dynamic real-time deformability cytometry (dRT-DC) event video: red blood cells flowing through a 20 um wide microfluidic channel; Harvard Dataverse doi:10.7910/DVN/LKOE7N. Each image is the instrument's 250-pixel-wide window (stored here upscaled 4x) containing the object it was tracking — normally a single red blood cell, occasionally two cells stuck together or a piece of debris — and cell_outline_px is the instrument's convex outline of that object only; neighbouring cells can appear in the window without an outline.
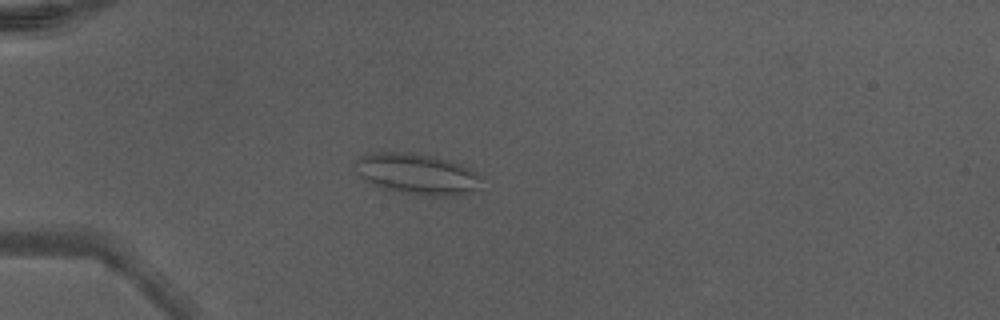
{"species": "Egyptian fruit bat (a non-hibernating species)", "species_latin": "Rousettus aegyptiacus", "temperature_condition": "warm", "stored_images_in_passage": 49, "camera_frame_rate_fps": 3000, "um_per_image_px": 0.085, "animal": {"sex": "male"}, "frame": {"image": 1, "passage_image": 15, "time_ms": 4.667, "image_size_px": [1000, 320], "cell_outline_px": [[480, 188], [472, 192], [456, 196], [420, 196], [396, 192], [372, 184], [364, 180], [356, 172], [352, 164], [360, 156], [372, 152], [412, 152], [432, 156], [448, 160], [460, 164], [468, 168], [480, 176]], "centroid_in_image_um": [35.41, 14.8], "position_along_channel_um": 49.6, "area_um2": 30.58}}
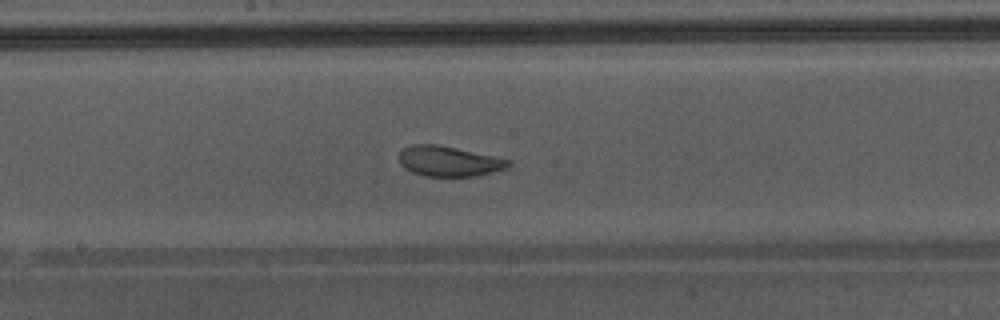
{"frame": {"image": 2, "passage_image": 28, "time_ms": 9.0, "image_size_px": [1000, 320], "cell_outline_px": [[512, 164], [508, 168], [476, 176], [424, 176], [412, 172], [404, 168], [400, 164], [400, 152], [404, 148], [412, 144], [436, 144], [456, 148], [512, 160]], "centroid_in_image_um": [38.17, 13.71], "position_along_channel_um": 210.0, "area_um2": 19.25}, "authors_computed_cell_mechanics": {"area_um2": 24.9696, "velocity_mm_per_s": 4.3282, "shape_relaxation_time_tau1_ms": 4.6532, "shape_relaxation_time_tau2_ms": 0.703, "deformation_change_tau1": 0.1372, "deformation_change_tau2": 0.0792}}